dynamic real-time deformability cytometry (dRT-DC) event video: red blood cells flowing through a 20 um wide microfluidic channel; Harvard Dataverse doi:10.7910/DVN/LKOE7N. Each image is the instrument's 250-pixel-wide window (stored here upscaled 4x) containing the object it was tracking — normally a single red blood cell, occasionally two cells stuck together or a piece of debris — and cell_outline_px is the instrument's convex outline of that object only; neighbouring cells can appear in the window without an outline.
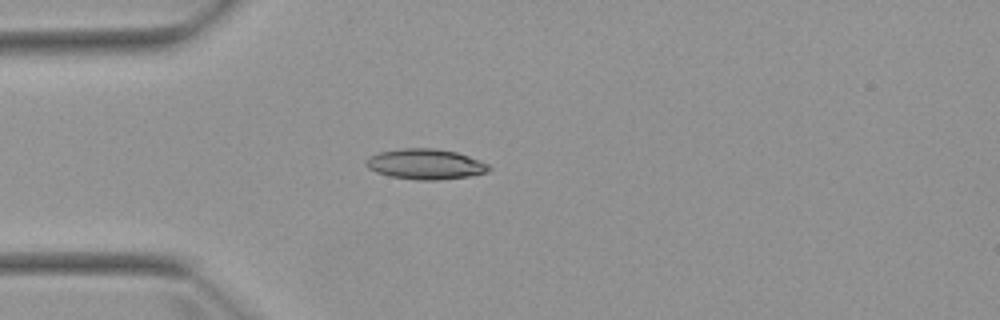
{"species": "Egyptian fruit bat (a non-hibernating species)", "species_latin": "Rousettus aegyptiacus", "temperature_condition": "warm", "stored_images_in_passage": 5, "camera_frame_rate_fps": 3000, "um_per_image_px": 0.085, "animal": {"sex": "female"}, "frame": {"image": 1, "passage_image": 4, "time_ms": 3.667, "image_size_px": [1000, 320], "cell_outline_px": [[492, 168], [488, 172], [468, 176], [440, 180], [416, 180], [388, 176], [376, 172], [368, 168], [364, 164], [368, 156], [380, 152], [400, 148], [432, 148], [456, 152], [480, 160], [488, 164]], "centroid_in_image_um": [36.14, 13.95], "position_along_channel_um": 48.9, "area_um2": 21.91}}